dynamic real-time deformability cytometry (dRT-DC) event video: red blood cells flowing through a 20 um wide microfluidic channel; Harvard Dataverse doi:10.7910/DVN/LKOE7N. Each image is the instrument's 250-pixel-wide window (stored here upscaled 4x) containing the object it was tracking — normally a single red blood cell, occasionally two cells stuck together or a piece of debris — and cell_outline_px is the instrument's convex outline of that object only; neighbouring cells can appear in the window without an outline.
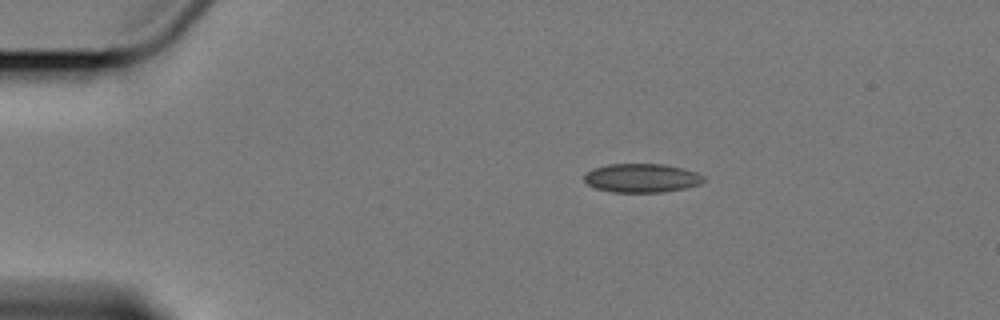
{"species": "Egyptian fruit bat (a non-hibernating species)", "species_latin": "Rousettus aegyptiacus", "temperature_condition": "cold", "stored_images_in_passage": 3, "camera_frame_rate_fps": 3000, "um_per_image_px": 0.085, "animal": {"sex": "female"}, "frame": {"image": 1, "passage_image": 1, "time_ms": 0.0, "image_size_px": [1000, 320], "cell_outline_px": [[704, 180], [700, 184], [684, 188], [664, 192], [612, 192], [596, 188], [588, 184], [584, 180], [584, 172], [592, 168], [608, 164], [664, 164], [684, 168], [696, 172], [704, 176]], "centroid_in_image_um": [54.52, 15.12], "position_along_channel_um": 30.5, "area_um2": 20.17}}